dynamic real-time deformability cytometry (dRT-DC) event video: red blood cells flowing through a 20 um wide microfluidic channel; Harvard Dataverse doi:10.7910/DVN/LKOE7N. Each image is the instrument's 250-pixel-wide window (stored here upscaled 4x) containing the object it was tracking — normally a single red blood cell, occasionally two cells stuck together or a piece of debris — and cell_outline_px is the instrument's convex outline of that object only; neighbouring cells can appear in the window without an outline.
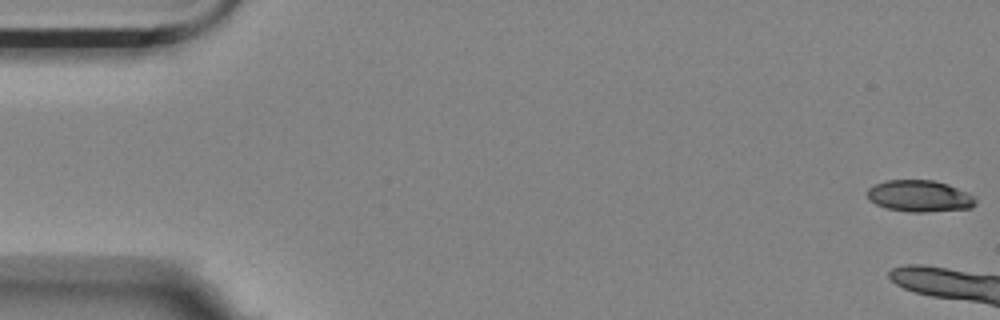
{"species": "Egyptian fruit bat (a non-hibernating species)", "species_latin": "Rousettus aegyptiacus", "temperature_condition": "room temperature", "stored_images_in_passage": 7, "camera_frame_rate_fps": 3000, "um_per_image_px": 0.085, "animal": {"sex": "female"}, "frame": {"image": 1, "passage_image": 1, "time_ms": 0.0, "image_size_px": [1000, 320], "cell_outline_px": [[976, 204], [972, 208], [924, 212], [908, 212], [888, 208], [876, 204], [864, 192], [868, 188], [884, 180], [932, 180], [948, 184], [972, 196], [976, 200]], "centroid_in_image_um": [78.14, 16.66], "position_along_channel_um": 6.9, "area_um2": 19.77}}